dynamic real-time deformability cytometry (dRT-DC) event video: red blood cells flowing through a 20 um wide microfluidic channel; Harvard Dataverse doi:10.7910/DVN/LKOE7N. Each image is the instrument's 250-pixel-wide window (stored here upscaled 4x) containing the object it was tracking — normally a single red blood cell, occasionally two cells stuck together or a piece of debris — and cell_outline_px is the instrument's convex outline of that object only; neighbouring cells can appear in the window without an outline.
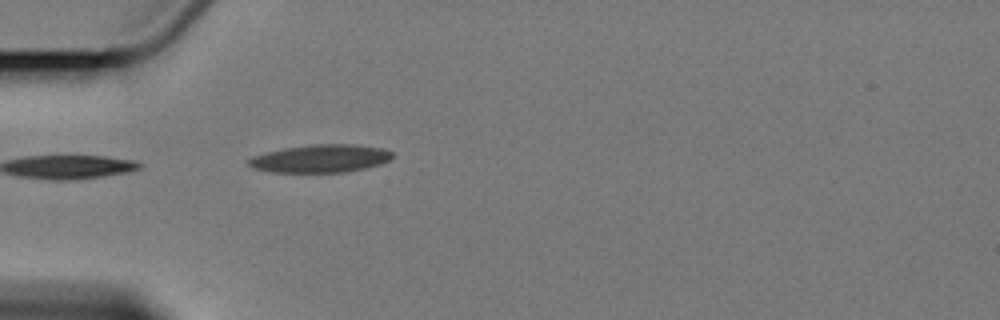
{"species": "Egyptian fruit bat (a non-hibernating species)", "species_latin": "Rousettus aegyptiacus", "temperature_condition": "cold", "stored_images_in_passage": 2, "camera_frame_rate_fps": 3000, "um_per_image_px": 0.085, "animal": {"sex": "female"}, "frame": {"image": 1, "passage_image": 2, "time_ms": 1.333, "image_size_px": [1000, 320], "cell_outline_px": [[392, 156], [388, 160], [380, 164], [348, 172], [272, 172], [256, 168], [248, 164], [248, 160], [252, 156], [284, 148], [312, 144], [356, 144], [384, 148], [392, 152]], "centroid_in_image_um": [27.28, 13.46], "position_along_channel_um": 57.7, "area_um2": 23.24}}